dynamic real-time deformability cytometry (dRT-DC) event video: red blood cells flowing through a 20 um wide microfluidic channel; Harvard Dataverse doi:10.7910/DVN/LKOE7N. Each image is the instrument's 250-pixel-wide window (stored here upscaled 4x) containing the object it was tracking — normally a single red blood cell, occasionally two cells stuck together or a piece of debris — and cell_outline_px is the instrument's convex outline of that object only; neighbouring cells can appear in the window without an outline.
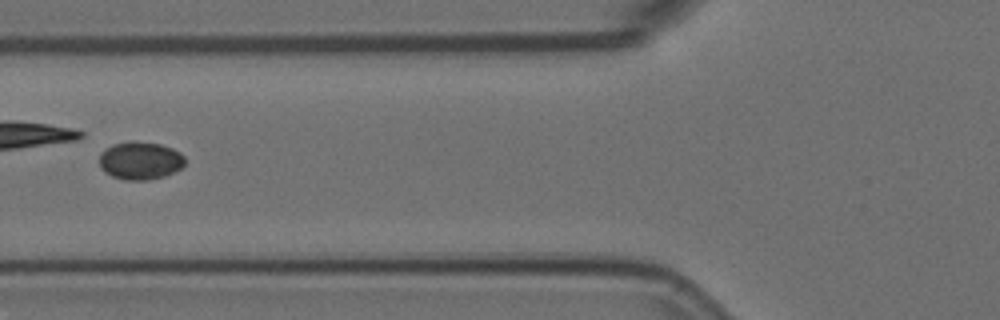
{"species": "Egyptian fruit bat (a non-hibernating species)", "species_latin": "Rousettus aegyptiacus", "temperature_condition": "room temperature", "stored_images_in_passage": 4, "camera_frame_rate_fps": 3000, "um_per_image_px": 0.085, "animal": {"sex": "female"}, "frame": {"image": 1, "passage_image": 2, "time_ms": 0.333, "image_size_px": [1000, 320], "cell_outline_px": [[184, 164], [180, 168], [164, 176], [148, 180], [124, 180], [112, 176], [104, 172], [100, 168], [100, 152], [104, 148], [112, 144], [132, 140], [160, 144], [172, 148], [180, 152], [184, 156]], "centroid_in_image_um": [11.88, 13.64], "position_along_channel_um": 113.9, "area_um2": 19.07}}